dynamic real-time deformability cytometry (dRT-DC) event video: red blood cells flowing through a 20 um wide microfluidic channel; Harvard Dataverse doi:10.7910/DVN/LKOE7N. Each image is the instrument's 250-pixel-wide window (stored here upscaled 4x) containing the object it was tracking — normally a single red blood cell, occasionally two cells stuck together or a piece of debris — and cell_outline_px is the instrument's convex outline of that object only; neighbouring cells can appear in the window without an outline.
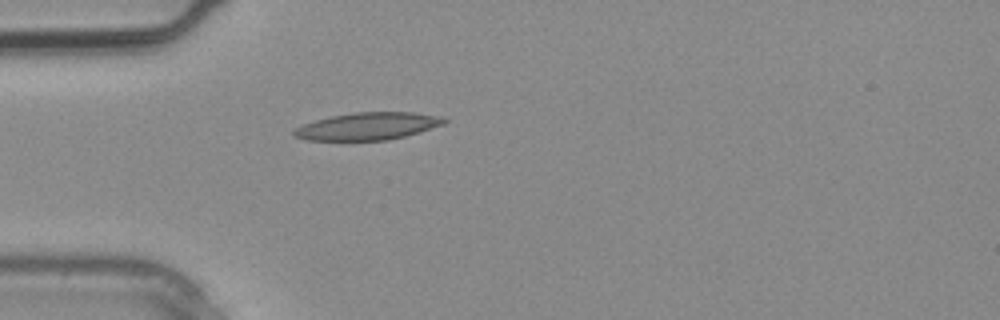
{"species": "common noctule bat (a hibernating species)", "species_latin": "Nyctalus noctula", "temperature_condition": "warm", "stored_images_in_passage": 3, "segment_of_instrument_passage": [1, 2], "camera_frame_rate_fps": 3000, "um_per_image_px": 0.085, "animal": {"sex": "male", "body_mass_g": 20.4}, "frame": {"image": 1, "passage_image": 2, "time_ms": 0.333, "image_size_px": [1000, 320], "cell_outline_px": [[448, 120], [444, 124], [420, 132], [388, 140], [308, 140], [292, 136], [292, 132], [296, 128], [304, 124], [316, 120], [332, 116], [356, 112], [412, 112], [440, 116]], "centroid_in_image_um": [31.27, 10.73], "position_along_channel_um": 53.7, "area_um2": 23.81}}